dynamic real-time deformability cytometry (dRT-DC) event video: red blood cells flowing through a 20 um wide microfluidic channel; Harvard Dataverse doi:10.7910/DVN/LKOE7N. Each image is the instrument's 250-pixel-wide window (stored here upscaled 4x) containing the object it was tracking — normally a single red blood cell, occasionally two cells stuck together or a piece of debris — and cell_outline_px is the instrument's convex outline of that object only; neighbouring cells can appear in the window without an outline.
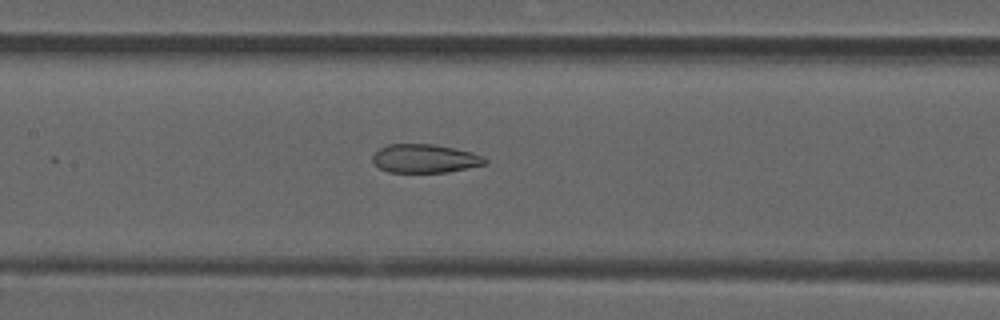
{"species": "common noctule bat (a hibernating species)", "species_latin": "Nyctalus noctula", "temperature_condition": "room temperature", "stored_images_in_passage": 47, "camera_frame_rate_fps": 3000, "um_per_image_px": 0.085, "animal": {"sex": "male", "forearm_length_mm": 52.5}, "frame": {"image": 1, "passage_image": 19, "time_ms": 6.0, "image_size_px": [1000, 320], "cell_outline_px": [[488, 164], [448, 172], [388, 172], [380, 168], [372, 160], [372, 156], [380, 148], [388, 144], [432, 144], [472, 152], [484, 156], [488, 160]], "centroid_in_image_um": [36.15, 13.48], "position_along_channel_um": 171.2, "area_um2": 18.73}}
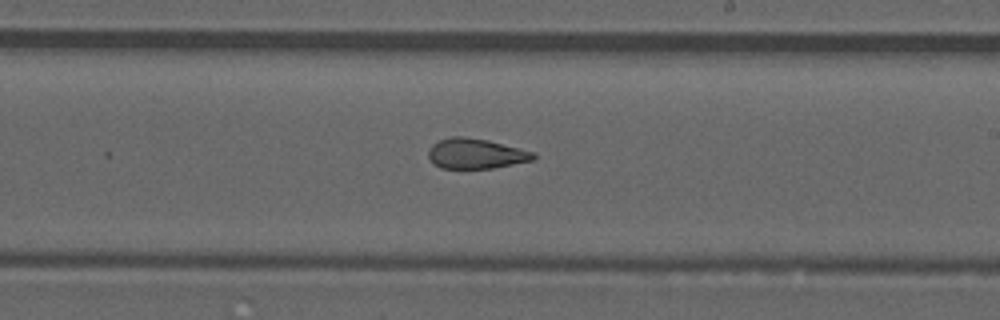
{"frame": {"image": 2, "passage_image": 25, "time_ms": 8.0, "image_size_px": [1000, 320], "cell_outline_px": [[536, 160], [492, 168], [440, 168], [432, 164], [428, 156], [428, 148], [432, 144], [440, 140], [452, 136], [464, 136], [488, 140], [536, 152]], "centroid_in_image_um": [40.45, 13.06], "position_along_channel_um": 248.6, "area_um2": 18.73}}
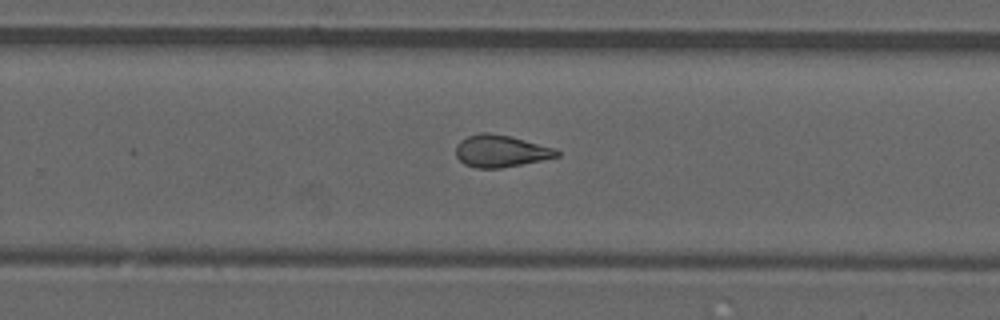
{"frame": {"image": 3, "passage_image": 28, "time_ms": 9.0, "image_size_px": [1000, 320], "cell_outline_px": [[560, 156], [500, 168], [476, 168], [464, 164], [456, 156], [456, 144], [460, 140], [468, 136], [480, 132], [488, 132], [508, 136], [556, 148], [560, 152]], "centroid_in_image_um": [42.54, 12.83], "position_along_channel_um": 287.3, "area_um2": 18.73}, "authors_computed_cell_mechanics": {"area_um2": 19.1896, "velocity_mm_per_s": 3.8802, "shape_relaxation_time_tau1_ms": null, "shape_relaxation_time_tau2_ms": 2.2312, "deformation_change_tau1": null, "deformation_change_tau2": 0.1028}}